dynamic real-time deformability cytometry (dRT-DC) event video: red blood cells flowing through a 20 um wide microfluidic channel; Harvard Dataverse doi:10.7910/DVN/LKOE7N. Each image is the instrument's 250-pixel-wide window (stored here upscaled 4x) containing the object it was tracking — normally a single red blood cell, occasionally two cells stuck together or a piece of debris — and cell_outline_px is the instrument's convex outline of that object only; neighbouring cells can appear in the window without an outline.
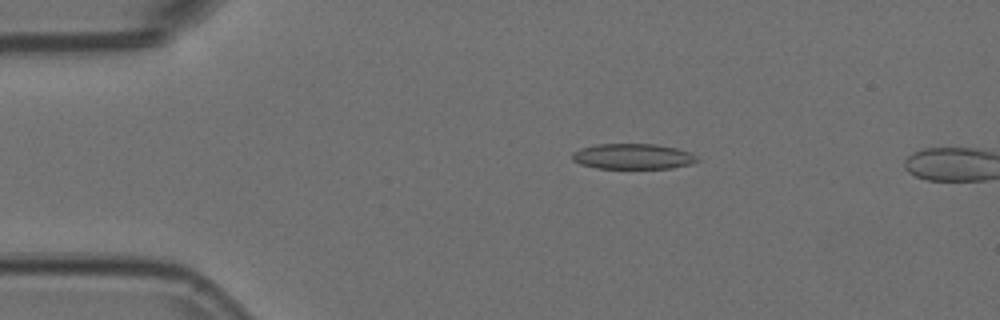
{"species": "Egyptian fruit bat (a non-hibernating species)", "species_latin": "Rousettus aegyptiacus", "temperature_condition": "room temperature", "stored_images_in_passage": 6, "camera_frame_rate_fps": 3000, "um_per_image_px": 0.085, "animal": {"sex": "female"}, "frame": {"image": 1, "passage_image": 3, "time_ms": 0.667, "image_size_px": [1000, 320], "cell_outline_px": [[700, 160], [692, 164], [672, 168], [596, 168], [580, 164], [572, 160], [572, 152], [580, 148], [596, 144], [656, 144], [676, 148], [688, 152], [696, 156]], "centroid_in_image_um": [53.78, 13.29], "position_along_channel_um": 31.2, "area_um2": 18.61}}
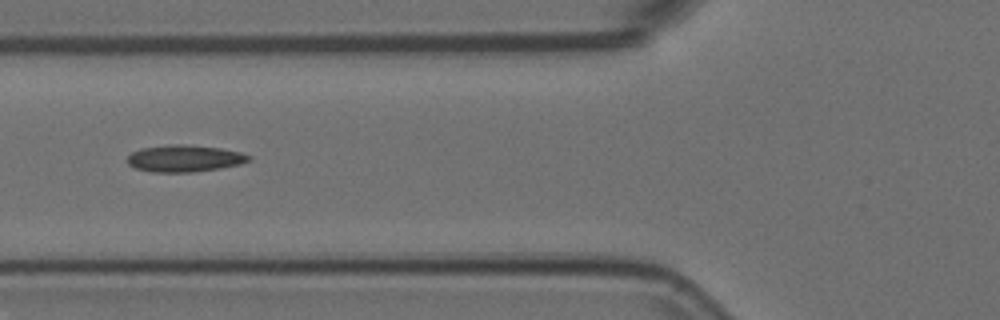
{"frame": {"image": 2, "passage_image": 6, "time_ms": 1.667, "image_size_px": [1000, 320], "cell_outline_px": [[252, 160], [240, 164], [220, 168], [192, 172], [152, 172], [136, 168], [128, 164], [128, 156], [132, 152], [140, 148], [172, 144], [180, 144], [220, 148], [240, 152], [252, 156]], "centroid_in_image_um": [15.7, 13.46], "position_along_channel_um": 110.1, "area_um2": 18.96}}